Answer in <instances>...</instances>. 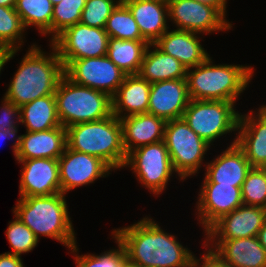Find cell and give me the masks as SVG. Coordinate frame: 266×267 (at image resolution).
<instances>
[{
  "instance_id": "obj_1",
  "label": "cell",
  "mask_w": 266,
  "mask_h": 267,
  "mask_svg": "<svg viewBox=\"0 0 266 267\" xmlns=\"http://www.w3.org/2000/svg\"><path fill=\"white\" fill-rule=\"evenodd\" d=\"M153 218L113 229L112 239L125 249L127 261L140 267H190L195 254Z\"/></svg>"
},
{
  "instance_id": "obj_2",
  "label": "cell",
  "mask_w": 266,
  "mask_h": 267,
  "mask_svg": "<svg viewBox=\"0 0 266 267\" xmlns=\"http://www.w3.org/2000/svg\"><path fill=\"white\" fill-rule=\"evenodd\" d=\"M50 53L35 43L23 56L4 97L18 107L38 98L54 95L64 76V65L55 47L50 43Z\"/></svg>"
},
{
  "instance_id": "obj_3",
  "label": "cell",
  "mask_w": 266,
  "mask_h": 267,
  "mask_svg": "<svg viewBox=\"0 0 266 267\" xmlns=\"http://www.w3.org/2000/svg\"><path fill=\"white\" fill-rule=\"evenodd\" d=\"M12 212L38 239H55L68 250L77 243L63 193L19 198Z\"/></svg>"
},
{
  "instance_id": "obj_4",
  "label": "cell",
  "mask_w": 266,
  "mask_h": 267,
  "mask_svg": "<svg viewBox=\"0 0 266 267\" xmlns=\"http://www.w3.org/2000/svg\"><path fill=\"white\" fill-rule=\"evenodd\" d=\"M254 68L234 64H213L209 56L203 63L187 69L186 80L191 100L230 101L236 103L248 88Z\"/></svg>"
},
{
  "instance_id": "obj_5",
  "label": "cell",
  "mask_w": 266,
  "mask_h": 267,
  "mask_svg": "<svg viewBox=\"0 0 266 267\" xmlns=\"http://www.w3.org/2000/svg\"><path fill=\"white\" fill-rule=\"evenodd\" d=\"M66 143L71 150L100 158L114 171L124 168L127 154L121 120L113 114L102 120L67 127Z\"/></svg>"
},
{
  "instance_id": "obj_6",
  "label": "cell",
  "mask_w": 266,
  "mask_h": 267,
  "mask_svg": "<svg viewBox=\"0 0 266 267\" xmlns=\"http://www.w3.org/2000/svg\"><path fill=\"white\" fill-rule=\"evenodd\" d=\"M54 95L57 115L64 128L102 120L113 114L110 95L75 84L65 75L61 78Z\"/></svg>"
},
{
  "instance_id": "obj_7",
  "label": "cell",
  "mask_w": 266,
  "mask_h": 267,
  "mask_svg": "<svg viewBox=\"0 0 266 267\" xmlns=\"http://www.w3.org/2000/svg\"><path fill=\"white\" fill-rule=\"evenodd\" d=\"M236 103L215 100H190L182 118L210 146L225 134L238 131L240 113Z\"/></svg>"
},
{
  "instance_id": "obj_8",
  "label": "cell",
  "mask_w": 266,
  "mask_h": 267,
  "mask_svg": "<svg viewBox=\"0 0 266 267\" xmlns=\"http://www.w3.org/2000/svg\"><path fill=\"white\" fill-rule=\"evenodd\" d=\"M164 142L172 167L180 181L199 173L207 150L211 147L188 126L183 118L167 121Z\"/></svg>"
},
{
  "instance_id": "obj_9",
  "label": "cell",
  "mask_w": 266,
  "mask_h": 267,
  "mask_svg": "<svg viewBox=\"0 0 266 267\" xmlns=\"http://www.w3.org/2000/svg\"><path fill=\"white\" fill-rule=\"evenodd\" d=\"M124 167L131 168L139 183L155 196L162 194L176 173L164 140L131 151Z\"/></svg>"
},
{
  "instance_id": "obj_10",
  "label": "cell",
  "mask_w": 266,
  "mask_h": 267,
  "mask_svg": "<svg viewBox=\"0 0 266 267\" xmlns=\"http://www.w3.org/2000/svg\"><path fill=\"white\" fill-rule=\"evenodd\" d=\"M61 61L64 65V75L72 82L105 92L111 97L117 93L127 75L107 55Z\"/></svg>"
},
{
  "instance_id": "obj_11",
  "label": "cell",
  "mask_w": 266,
  "mask_h": 267,
  "mask_svg": "<svg viewBox=\"0 0 266 267\" xmlns=\"http://www.w3.org/2000/svg\"><path fill=\"white\" fill-rule=\"evenodd\" d=\"M167 4L169 20L178 30L209 35L232 28L233 24L216 7L195 0H170Z\"/></svg>"
},
{
  "instance_id": "obj_12",
  "label": "cell",
  "mask_w": 266,
  "mask_h": 267,
  "mask_svg": "<svg viewBox=\"0 0 266 267\" xmlns=\"http://www.w3.org/2000/svg\"><path fill=\"white\" fill-rule=\"evenodd\" d=\"M108 40L105 28L78 22L60 33L51 44L61 60H76L107 55Z\"/></svg>"
},
{
  "instance_id": "obj_13",
  "label": "cell",
  "mask_w": 266,
  "mask_h": 267,
  "mask_svg": "<svg viewBox=\"0 0 266 267\" xmlns=\"http://www.w3.org/2000/svg\"><path fill=\"white\" fill-rule=\"evenodd\" d=\"M61 193L90 185L99 178L108 177L113 171L100 158L69 149L67 146L58 159Z\"/></svg>"
},
{
  "instance_id": "obj_14",
  "label": "cell",
  "mask_w": 266,
  "mask_h": 267,
  "mask_svg": "<svg viewBox=\"0 0 266 267\" xmlns=\"http://www.w3.org/2000/svg\"><path fill=\"white\" fill-rule=\"evenodd\" d=\"M198 196L196 215L204 232L222 216L243 205L241 187L202 183Z\"/></svg>"
},
{
  "instance_id": "obj_15",
  "label": "cell",
  "mask_w": 266,
  "mask_h": 267,
  "mask_svg": "<svg viewBox=\"0 0 266 267\" xmlns=\"http://www.w3.org/2000/svg\"><path fill=\"white\" fill-rule=\"evenodd\" d=\"M266 221L263 207L241 205L222 216L204 234L205 240H233L257 236Z\"/></svg>"
},
{
  "instance_id": "obj_16",
  "label": "cell",
  "mask_w": 266,
  "mask_h": 267,
  "mask_svg": "<svg viewBox=\"0 0 266 267\" xmlns=\"http://www.w3.org/2000/svg\"><path fill=\"white\" fill-rule=\"evenodd\" d=\"M22 164L19 198L61 193L58 159H16Z\"/></svg>"
},
{
  "instance_id": "obj_17",
  "label": "cell",
  "mask_w": 266,
  "mask_h": 267,
  "mask_svg": "<svg viewBox=\"0 0 266 267\" xmlns=\"http://www.w3.org/2000/svg\"><path fill=\"white\" fill-rule=\"evenodd\" d=\"M237 138L217 155L212 161L205 163V177L203 183H217V185H231L241 187L251 170L244 151L236 144Z\"/></svg>"
},
{
  "instance_id": "obj_18",
  "label": "cell",
  "mask_w": 266,
  "mask_h": 267,
  "mask_svg": "<svg viewBox=\"0 0 266 267\" xmlns=\"http://www.w3.org/2000/svg\"><path fill=\"white\" fill-rule=\"evenodd\" d=\"M190 100L186 78L155 82L150 87L148 113L166 121L180 119Z\"/></svg>"
},
{
  "instance_id": "obj_19",
  "label": "cell",
  "mask_w": 266,
  "mask_h": 267,
  "mask_svg": "<svg viewBox=\"0 0 266 267\" xmlns=\"http://www.w3.org/2000/svg\"><path fill=\"white\" fill-rule=\"evenodd\" d=\"M240 113L236 144L244 151L253 168L266 164V114L260 109ZM254 113V114H253Z\"/></svg>"
},
{
  "instance_id": "obj_20",
  "label": "cell",
  "mask_w": 266,
  "mask_h": 267,
  "mask_svg": "<svg viewBox=\"0 0 266 267\" xmlns=\"http://www.w3.org/2000/svg\"><path fill=\"white\" fill-rule=\"evenodd\" d=\"M231 267H266V250L257 236L233 240H204Z\"/></svg>"
},
{
  "instance_id": "obj_21",
  "label": "cell",
  "mask_w": 266,
  "mask_h": 267,
  "mask_svg": "<svg viewBox=\"0 0 266 267\" xmlns=\"http://www.w3.org/2000/svg\"><path fill=\"white\" fill-rule=\"evenodd\" d=\"M123 146L126 154L131 151L164 140L167 121L150 113L121 118Z\"/></svg>"
},
{
  "instance_id": "obj_22",
  "label": "cell",
  "mask_w": 266,
  "mask_h": 267,
  "mask_svg": "<svg viewBox=\"0 0 266 267\" xmlns=\"http://www.w3.org/2000/svg\"><path fill=\"white\" fill-rule=\"evenodd\" d=\"M198 35L186 30H167L154 44L189 69L203 63L210 56L201 45Z\"/></svg>"
},
{
  "instance_id": "obj_23",
  "label": "cell",
  "mask_w": 266,
  "mask_h": 267,
  "mask_svg": "<svg viewBox=\"0 0 266 267\" xmlns=\"http://www.w3.org/2000/svg\"><path fill=\"white\" fill-rule=\"evenodd\" d=\"M141 35L154 44L169 28L168 4L159 0H124Z\"/></svg>"
},
{
  "instance_id": "obj_24",
  "label": "cell",
  "mask_w": 266,
  "mask_h": 267,
  "mask_svg": "<svg viewBox=\"0 0 266 267\" xmlns=\"http://www.w3.org/2000/svg\"><path fill=\"white\" fill-rule=\"evenodd\" d=\"M15 159H59L66 143V128L62 125L47 131L25 132Z\"/></svg>"
},
{
  "instance_id": "obj_25",
  "label": "cell",
  "mask_w": 266,
  "mask_h": 267,
  "mask_svg": "<svg viewBox=\"0 0 266 267\" xmlns=\"http://www.w3.org/2000/svg\"><path fill=\"white\" fill-rule=\"evenodd\" d=\"M151 83L139 74L126 75L117 93L112 97L113 115L119 119L148 113Z\"/></svg>"
},
{
  "instance_id": "obj_26",
  "label": "cell",
  "mask_w": 266,
  "mask_h": 267,
  "mask_svg": "<svg viewBox=\"0 0 266 267\" xmlns=\"http://www.w3.org/2000/svg\"><path fill=\"white\" fill-rule=\"evenodd\" d=\"M138 74L152 84L186 78L187 68L176 58L161 51L155 44H149Z\"/></svg>"
},
{
  "instance_id": "obj_27",
  "label": "cell",
  "mask_w": 266,
  "mask_h": 267,
  "mask_svg": "<svg viewBox=\"0 0 266 267\" xmlns=\"http://www.w3.org/2000/svg\"><path fill=\"white\" fill-rule=\"evenodd\" d=\"M20 123L28 132L47 131L61 126L55 95H48L20 107Z\"/></svg>"
},
{
  "instance_id": "obj_28",
  "label": "cell",
  "mask_w": 266,
  "mask_h": 267,
  "mask_svg": "<svg viewBox=\"0 0 266 267\" xmlns=\"http://www.w3.org/2000/svg\"><path fill=\"white\" fill-rule=\"evenodd\" d=\"M148 45L147 41L109 38L107 57L125 74H138Z\"/></svg>"
},
{
  "instance_id": "obj_29",
  "label": "cell",
  "mask_w": 266,
  "mask_h": 267,
  "mask_svg": "<svg viewBox=\"0 0 266 267\" xmlns=\"http://www.w3.org/2000/svg\"><path fill=\"white\" fill-rule=\"evenodd\" d=\"M15 11L25 28L34 26L43 36H50L52 42L53 4L50 0H17Z\"/></svg>"
},
{
  "instance_id": "obj_30",
  "label": "cell",
  "mask_w": 266,
  "mask_h": 267,
  "mask_svg": "<svg viewBox=\"0 0 266 267\" xmlns=\"http://www.w3.org/2000/svg\"><path fill=\"white\" fill-rule=\"evenodd\" d=\"M109 38L146 41L128 7L120 2L107 19L105 26Z\"/></svg>"
},
{
  "instance_id": "obj_31",
  "label": "cell",
  "mask_w": 266,
  "mask_h": 267,
  "mask_svg": "<svg viewBox=\"0 0 266 267\" xmlns=\"http://www.w3.org/2000/svg\"><path fill=\"white\" fill-rule=\"evenodd\" d=\"M25 31L15 7L0 6V48L20 50L24 45Z\"/></svg>"
},
{
  "instance_id": "obj_32",
  "label": "cell",
  "mask_w": 266,
  "mask_h": 267,
  "mask_svg": "<svg viewBox=\"0 0 266 267\" xmlns=\"http://www.w3.org/2000/svg\"><path fill=\"white\" fill-rule=\"evenodd\" d=\"M87 0H62L53 6L52 41L65 29L81 20Z\"/></svg>"
},
{
  "instance_id": "obj_33",
  "label": "cell",
  "mask_w": 266,
  "mask_h": 267,
  "mask_svg": "<svg viewBox=\"0 0 266 267\" xmlns=\"http://www.w3.org/2000/svg\"><path fill=\"white\" fill-rule=\"evenodd\" d=\"M117 249H110L96 254H78V246L75 244L69 250L73 253L76 267H123L127 261L126 252L123 246L116 240ZM75 253V254H74Z\"/></svg>"
},
{
  "instance_id": "obj_34",
  "label": "cell",
  "mask_w": 266,
  "mask_h": 267,
  "mask_svg": "<svg viewBox=\"0 0 266 267\" xmlns=\"http://www.w3.org/2000/svg\"><path fill=\"white\" fill-rule=\"evenodd\" d=\"M244 205L266 207V174L261 168H251L241 186Z\"/></svg>"
},
{
  "instance_id": "obj_35",
  "label": "cell",
  "mask_w": 266,
  "mask_h": 267,
  "mask_svg": "<svg viewBox=\"0 0 266 267\" xmlns=\"http://www.w3.org/2000/svg\"><path fill=\"white\" fill-rule=\"evenodd\" d=\"M10 221L5 232L12 251L7 252L14 255L26 254L32 251L37 245L39 239L35 234L16 216Z\"/></svg>"
},
{
  "instance_id": "obj_36",
  "label": "cell",
  "mask_w": 266,
  "mask_h": 267,
  "mask_svg": "<svg viewBox=\"0 0 266 267\" xmlns=\"http://www.w3.org/2000/svg\"><path fill=\"white\" fill-rule=\"evenodd\" d=\"M120 2L119 0H87L80 22L90 27L105 28L107 19Z\"/></svg>"
},
{
  "instance_id": "obj_37",
  "label": "cell",
  "mask_w": 266,
  "mask_h": 267,
  "mask_svg": "<svg viewBox=\"0 0 266 267\" xmlns=\"http://www.w3.org/2000/svg\"><path fill=\"white\" fill-rule=\"evenodd\" d=\"M1 102L2 106L0 107V130H8L19 127L20 107H18L16 104L11 102L4 96Z\"/></svg>"
},
{
  "instance_id": "obj_38",
  "label": "cell",
  "mask_w": 266,
  "mask_h": 267,
  "mask_svg": "<svg viewBox=\"0 0 266 267\" xmlns=\"http://www.w3.org/2000/svg\"><path fill=\"white\" fill-rule=\"evenodd\" d=\"M203 247H205L206 251L203 252L204 254L199 259L194 255L190 267H231L218 254L207 247V245Z\"/></svg>"
},
{
  "instance_id": "obj_39",
  "label": "cell",
  "mask_w": 266,
  "mask_h": 267,
  "mask_svg": "<svg viewBox=\"0 0 266 267\" xmlns=\"http://www.w3.org/2000/svg\"><path fill=\"white\" fill-rule=\"evenodd\" d=\"M17 133H18V127H15L13 129H8V130H0V140L3 141L5 139H8V140H13L15 139V142L13 143V146H12V150H13V154L16 158V155H17V150L20 146V143H21V135H18L17 136Z\"/></svg>"
},
{
  "instance_id": "obj_40",
  "label": "cell",
  "mask_w": 266,
  "mask_h": 267,
  "mask_svg": "<svg viewBox=\"0 0 266 267\" xmlns=\"http://www.w3.org/2000/svg\"><path fill=\"white\" fill-rule=\"evenodd\" d=\"M0 267H24L21 256L11 253L0 254Z\"/></svg>"
},
{
  "instance_id": "obj_41",
  "label": "cell",
  "mask_w": 266,
  "mask_h": 267,
  "mask_svg": "<svg viewBox=\"0 0 266 267\" xmlns=\"http://www.w3.org/2000/svg\"><path fill=\"white\" fill-rule=\"evenodd\" d=\"M205 5L216 7L226 17L227 0H195Z\"/></svg>"
},
{
  "instance_id": "obj_42",
  "label": "cell",
  "mask_w": 266,
  "mask_h": 267,
  "mask_svg": "<svg viewBox=\"0 0 266 267\" xmlns=\"http://www.w3.org/2000/svg\"><path fill=\"white\" fill-rule=\"evenodd\" d=\"M18 51L19 49L5 50L0 48V75H1V70L3 71V67L6 65L8 61H10L16 55Z\"/></svg>"
},
{
  "instance_id": "obj_43",
  "label": "cell",
  "mask_w": 266,
  "mask_h": 267,
  "mask_svg": "<svg viewBox=\"0 0 266 267\" xmlns=\"http://www.w3.org/2000/svg\"><path fill=\"white\" fill-rule=\"evenodd\" d=\"M257 238L259 240V243L265 248L266 250V221L263 225V227L259 230L257 234Z\"/></svg>"
},
{
  "instance_id": "obj_44",
  "label": "cell",
  "mask_w": 266,
  "mask_h": 267,
  "mask_svg": "<svg viewBox=\"0 0 266 267\" xmlns=\"http://www.w3.org/2000/svg\"><path fill=\"white\" fill-rule=\"evenodd\" d=\"M17 0H0V6L15 7Z\"/></svg>"
},
{
  "instance_id": "obj_45",
  "label": "cell",
  "mask_w": 266,
  "mask_h": 267,
  "mask_svg": "<svg viewBox=\"0 0 266 267\" xmlns=\"http://www.w3.org/2000/svg\"><path fill=\"white\" fill-rule=\"evenodd\" d=\"M123 267H140V266H137L135 264H132V263L126 261L125 264L123 265Z\"/></svg>"
},
{
  "instance_id": "obj_46",
  "label": "cell",
  "mask_w": 266,
  "mask_h": 267,
  "mask_svg": "<svg viewBox=\"0 0 266 267\" xmlns=\"http://www.w3.org/2000/svg\"><path fill=\"white\" fill-rule=\"evenodd\" d=\"M259 109L266 114V104L259 107Z\"/></svg>"
},
{
  "instance_id": "obj_47",
  "label": "cell",
  "mask_w": 266,
  "mask_h": 267,
  "mask_svg": "<svg viewBox=\"0 0 266 267\" xmlns=\"http://www.w3.org/2000/svg\"><path fill=\"white\" fill-rule=\"evenodd\" d=\"M50 1L54 6V5L58 4V3H60V1H62V0H50Z\"/></svg>"
},
{
  "instance_id": "obj_48",
  "label": "cell",
  "mask_w": 266,
  "mask_h": 267,
  "mask_svg": "<svg viewBox=\"0 0 266 267\" xmlns=\"http://www.w3.org/2000/svg\"><path fill=\"white\" fill-rule=\"evenodd\" d=\"M261 169L265 172V174H266V164L263 166V167H261Z\"/></svg>"
},
{
  "instance_id": "obj_49",
  "label": "cell",
  "mask_w": 266,
  "mask_h": 267,
  "mask_svg": "<svg viewBox=\"0 0 266 267\" xmlns=\"http://www.w3.org/2000/svg\"><path fill=\"white\" fill-rule=\"evenodd\" d=\"M159 1H162V2L168 3L170 0H159Z\"/></svg>"
}]
</instances>
